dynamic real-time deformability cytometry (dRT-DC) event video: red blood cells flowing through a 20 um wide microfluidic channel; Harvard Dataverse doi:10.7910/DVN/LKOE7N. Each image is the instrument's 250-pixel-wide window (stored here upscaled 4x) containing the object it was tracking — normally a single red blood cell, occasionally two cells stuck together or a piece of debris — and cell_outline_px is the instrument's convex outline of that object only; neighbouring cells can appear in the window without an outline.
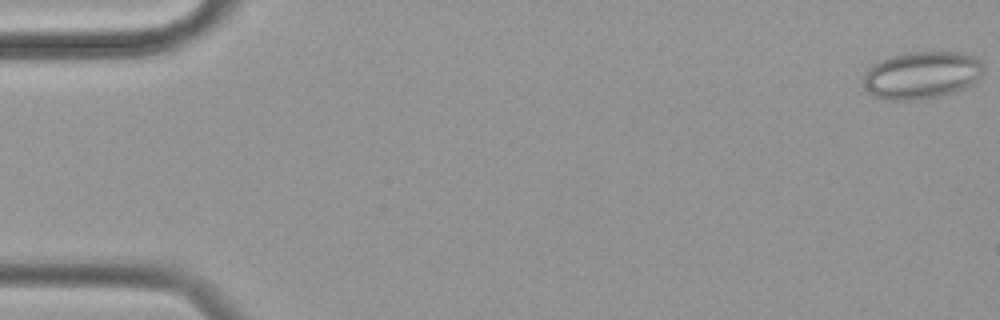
{"species": "common noctule bat (a hibernating species)", "species_latin": "Nyctalus noctula", "temperature_condition": "cold", "stored_images_in_passage": 57, "camera_frame_rate_fps": 3000, "um_per_image_px": 0.085, "animal": {"sex": "female", "body_mass_g": 19.9}, "frame": {"image": 1, "passage_image": 1, "time_ms": 0.0, "image_size_px": [1000, 320], "cell_outline_px": [[984, 72], [972, 84], [964, 88], [936, 96], [912, 100], [892, 100], [872, 96], [868, 92], [864, 84], [864, 72], [872, 64], [880, 60], [892, 56], [908, 52], [960, 52], [976, 56], [984, 68]], "centroid_in_image_um": [78.33, 6.37], "position_along_channel_um": 6.7, "area_um2": 33.06}}
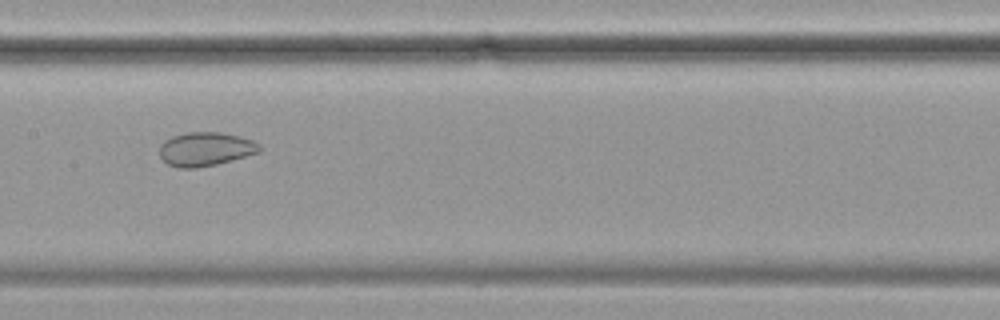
{"frame": {"image": 2, "passage_image": 29, "time_ms": 9.333, "image_size_px": [1000, 320], "cell_outline_px": [[260, 152], [232, 160], [216, 164], [196, 168], [180, 168], [168, 164], [160, 156], [160, 144], [164, 140], [172, 136], [188, 132], [220, 132], [240, 136], [252, 140], [260, 144]], "centroid_in_image_um": [17.46, 12.66], "position_along_channel_um": 189.9, "area_um2": 19.71}}
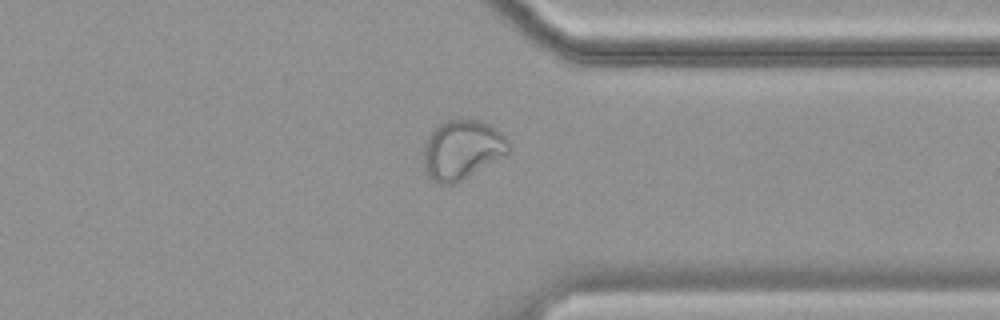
{"frame": {"image": 3, "passage_image": 45, "time_ms": 14.667, "image_size_px": [1000, 320], "cell_outline_px": [[512, 148], [504, 156], [460, 180], [452, 184], [440, 184], [432, 180], [428, 176], [424, 168], [424, 148], [428, 136], [440, 124], [448, 120], [460, 116], [480, 120], [496, 128], [512, 144]], "centroid_in_image_um": [39.29, 12.68], "position_along_channel_um": 372.1, "area_um2": 29.54}, "authors_computed_cell_mechanics": {"area_um2": 27.6862, "velocity_mm_per_s": 3.4606, "shape_relaxation_time_tau1_ms": null, "shape_relaxation_time_tau2_ms": 1.8546, "deformation_change_tau1": null, "deformation_change_tau2": 0.0566}}